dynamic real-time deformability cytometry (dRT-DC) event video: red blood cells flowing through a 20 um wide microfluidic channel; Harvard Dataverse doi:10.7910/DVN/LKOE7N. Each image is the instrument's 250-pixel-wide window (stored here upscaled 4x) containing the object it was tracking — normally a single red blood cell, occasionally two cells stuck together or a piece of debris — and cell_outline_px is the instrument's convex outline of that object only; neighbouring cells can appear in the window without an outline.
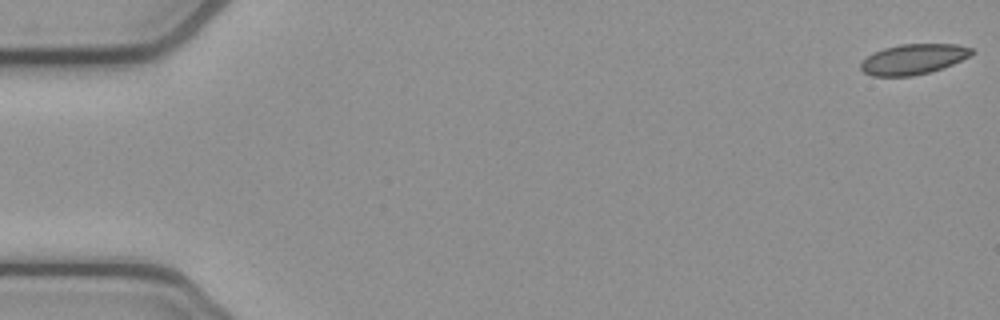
{"species": "common noctule bat (a hibernating species)", "species_latin": "Nyctalus noctula", "temperature_condition": "cold", "stored_images_in_passage": 17, "camera_frame_rate_fps": 3000, "um_per_image_px": 0.085, "animal": {"sex": "female", "body_mass_g": 21.9}, "frame": {"image": 1, "passage_image": 1, "time_ms": 0.0, "image_size_px": [1000, 320], "cell_outline_px": [[976, 52], [944, 68], [912, 76], [872, 76], [864, 72], [860, 68], [860, 64], [868, 56], [884, 48], [900, 44], [956, 44], [972, 48]], "centroid_in_image_um": [77.65, 5.03], "position_along_channel_um": 7.4, "area_um2": 19.42}}
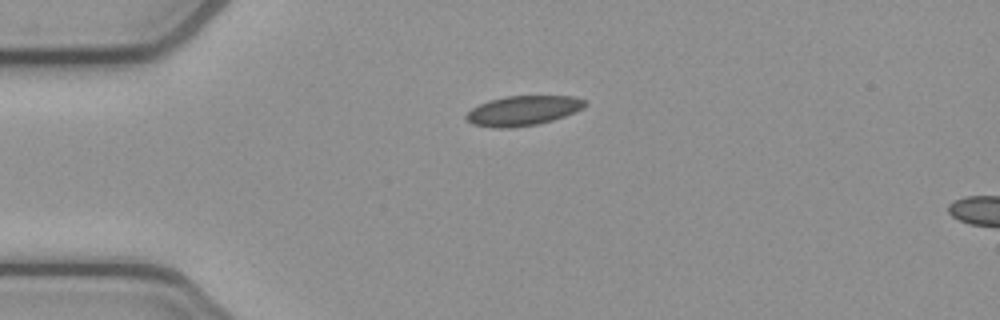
{"frame": {"image": 2, "passage_image": 13, "time_ms": 4.0, "image_size_px": [1000, 320], "cell_outline_px": [[588, 104], [584, 108], [564, 116], [552, 120], [536, 124], [508, 128], [492, 128], [472, 124], [464, 116], [472, 108], [488, 100], [504, 96], [572, 96], [584, 100]], "centroid_in_image_um": [44.44, 9.4], "position_along_channel_um": 40.6, "area_um2": 20.58}}